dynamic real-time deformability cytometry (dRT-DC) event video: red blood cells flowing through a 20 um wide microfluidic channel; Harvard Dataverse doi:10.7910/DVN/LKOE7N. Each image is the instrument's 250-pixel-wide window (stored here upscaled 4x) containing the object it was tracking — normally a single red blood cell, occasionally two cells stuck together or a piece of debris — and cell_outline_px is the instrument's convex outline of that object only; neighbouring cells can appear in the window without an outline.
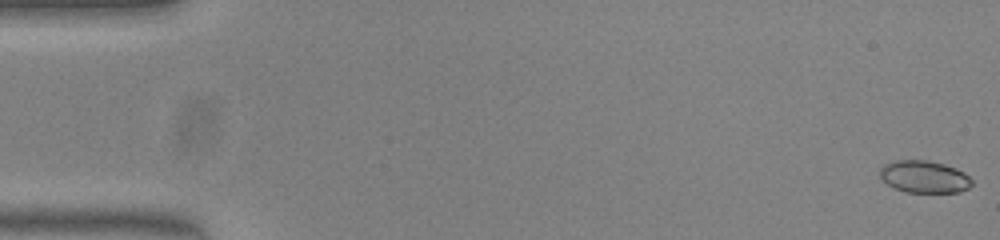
{"species": "common noctule bat (a hibernating species)", "species_latin": "Nyctalus noctula", "temperature_condition": "warm", "stored_images_in_passage": 52, "camera_frame_rate_fps": 3000, "um_per_image_px": 0.085, "animal": {"sex": "female", "body_mass_g": 23.0, "forearm_length_mm": 53.4}, "frame": {"image": 1, "passage_image": 1, "time_ms": 0.0, "image_size_px": [1000, 240], "cell_outline_px": [[972, 184], [968, 188], [960, 192], [904, 192], [888, 184], [880, 176], [880, 168], [884, 164], [896, 160], [928, 160], [944, 164], [956, 168], [964, 172], [972, 180]], "centroid_in_image_um": [78.57, 15.02], "position_along_channel_um": 6.4, "area_um2": 17.22}}
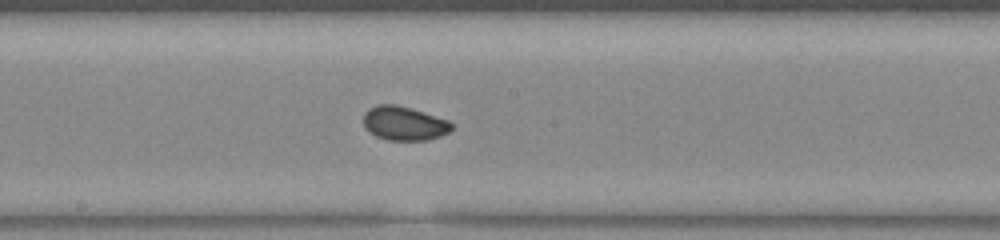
{"frame": {"image": 2, "passage_image": 28, "time_ms": 9.0, "image_size_px": [1000, 240], "cell_outline_px": [[452, 128], [448, 132], [440, 136], [428, 140], [388, 140], [376, 136], [368, 132], [364, 128], [364, 112], [368, 108], [376, 104], [396, 104], [412, 108], [448, 120], [452, 124]], "centroid_in_image_um": [34.31, 10.47], "position_along_channel_um": 213.9, "area_um2": 17.63}}
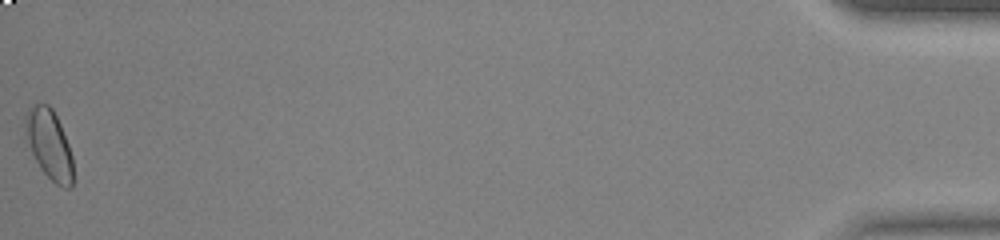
{"frame": {"image": 3, "passage_image": 52, "time_ms": 17.0, "image_size_px": [1000, 240], "cell_outline_px": [[72, 188], [64, 188], [56, 184], [40, 168], [32, 152], [28, 140], [24, 120], [24, 116], [28, 108], [36, 104], [48, 104], [52, 108], [60, 124], [68, 144], [72, 156]], "centroid_in_image_um": [4.18, 12.26], "position_along_channel_um": 431.0, "area_um2": 18.96}, "authors_computed_cell_mechanics": {"area_um2": 17.5134, "velocity_mm_per_s": 3.9893, "shape_relaxation_time_tau1_ms": 3.5207, "shape_relaxation_time_tau2_ms": 1.1189, "deformation_change_tau1": 0.0925, "deformation_change_tau2": 0.0376}}